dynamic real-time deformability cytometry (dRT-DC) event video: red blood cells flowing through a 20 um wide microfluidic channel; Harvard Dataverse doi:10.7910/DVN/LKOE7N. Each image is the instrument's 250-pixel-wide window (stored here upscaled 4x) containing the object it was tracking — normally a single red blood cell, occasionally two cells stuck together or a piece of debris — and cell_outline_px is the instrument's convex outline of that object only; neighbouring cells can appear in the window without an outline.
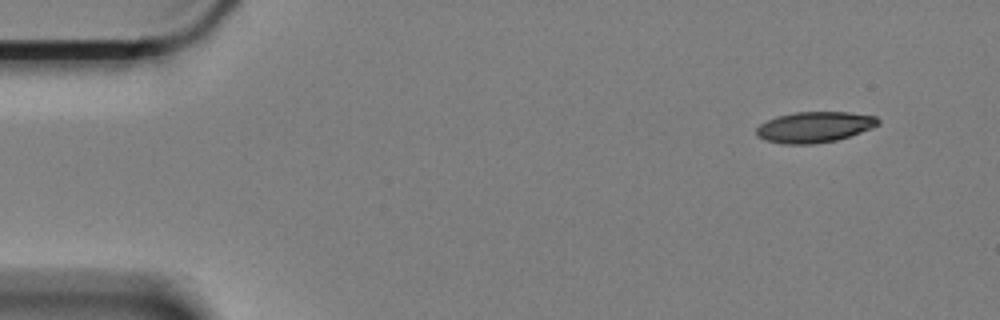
{"species": "Egyptian fruit bat (a non-hibernating species)", "species_latin": "Rousettus aegyptiacus", "temperature_condition": "cold", "stored_images_in_passage": 56, "camera_frame_rate_fps": 3000, "um_per_image_px": 0.085, "animal": {"sex": "female"}, "frame": {"image": 1, "passage_image": 1, "time_ms": 0.0, "image_size_px": [1000, 320], "cell_outline_px": [[880, 124], [872, 128], [836, 140], [812, 144], [784, 144], [764, 140], [756, 136], [756, 128], [760, 124], [776, 116], [796, 112], [848, 112], [876, 116], [880, 120]], "centroid_in_image_um": [69.21, 10.8], "position_along_channel_um": 15.8, "area_um2": 21.85}}
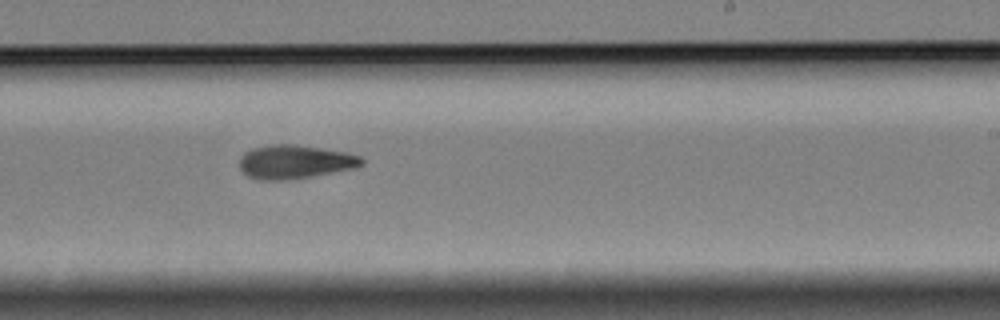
{"frame": {"image": 2, "passage_image": 32, "time_ms": 10.333, "image_size_px": [1000, 320], "cell_outline_px": [[364, 164], [352, 168], [288, 180], [256, 180], [248, 176], [240, 168], [240, 156], [244, 152], [252, 148], [272, 144], [296, 144], [344, 152], [360, 156], [364, 160]], "centroid_in_image_um": [25.01, 13.75], "position_along_channel_um": 264.0, "area_um2": 23.81}}
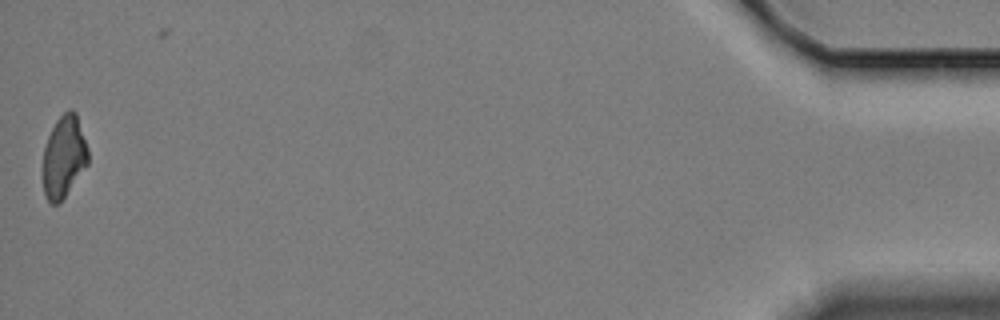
{"frame": {"image": 3, "passage_image": 55, "time_ms": 18.0, "image_size_px": [1000, 320], "cell_outline_px": [[88, 164], [60, 204], [52, 204], [48, 200], [44, 192], [44, 148], [48, 136], [56, 120], [68, 108], [72, 108], [76, 112], [88, 148]], "centroid_in_image_um": [5.45, 13.31], "position_along_channel_um": 429.7, "area_um2": 21.56}, "authors_computed_cell_mechanics": {"area_um2": 23.0622, "velocity_mm_per_s": 3.362, "shape_relaxation_time_tau1_ms": 9.2094, "shape_relaxation_time_tau2_ms": 7.8732, "deformation_change_tau1": 0.2048, "deformation_change_tau2": 0.1629}}